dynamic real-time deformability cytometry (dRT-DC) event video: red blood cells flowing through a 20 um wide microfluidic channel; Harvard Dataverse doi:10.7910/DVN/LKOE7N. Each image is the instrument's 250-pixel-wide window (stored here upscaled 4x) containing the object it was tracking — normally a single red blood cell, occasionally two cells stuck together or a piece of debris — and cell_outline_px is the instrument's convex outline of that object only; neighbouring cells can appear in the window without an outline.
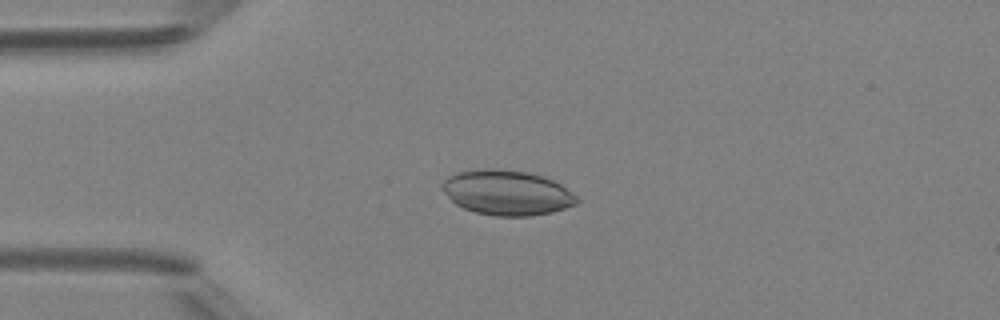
{"species": "Egyptian fruit bat (a non-hibernating species)", "species_latin": "Rousettus aegyptiacus", "temperature_condition": "room temperature", "stored_images_in_passage": 4, "camera_frame_rate_fps": 3000, "um_per_image_px": 0.085, "animal": {"sex": "female"}, "frame": {"image": 1, "passage_image": 3, "time_ms": 2.333, "image_size_px": [1000, 320], "cell_outline_px": [[580, 200], [576, 204], [552, 212], [532, 216], [496, 216], [476, 212], [464, 208], [456, 204], [440, 188], [440, 184], [448, 176], [456, 172], [528, 172], [552, 180], [560, 184], [572, 192]], "centroid_in_image_um": [43.11, 16.44], "position_along_channel_um": 41.9, "area_um2": 34.1}}